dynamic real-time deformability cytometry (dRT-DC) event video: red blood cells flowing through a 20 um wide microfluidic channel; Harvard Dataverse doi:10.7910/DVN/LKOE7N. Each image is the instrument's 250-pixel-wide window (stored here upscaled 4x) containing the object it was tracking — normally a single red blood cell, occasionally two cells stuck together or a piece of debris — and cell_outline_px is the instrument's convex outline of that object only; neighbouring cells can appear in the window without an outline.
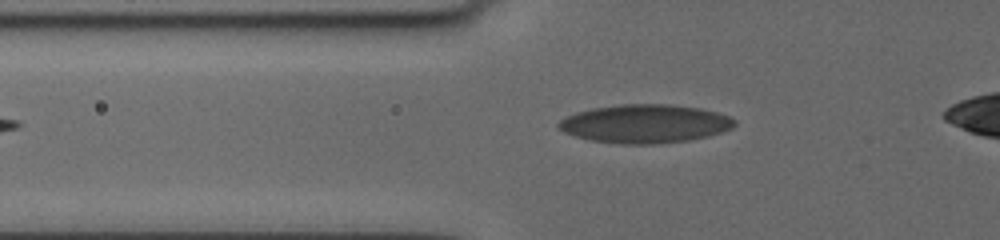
{"species": "human", "species_latin": "Homo sapiens", "temperature_condition": "cold", "stored_images_in_passage": 5, "camera_frame_rate_fps": 3000, "um_per_image_px": 0.085, "donor": {"sex": "female"}, "frame": {"image": 1, "passage_image": 2, "time_ms": 0.333, "image_size_px": [1000, 240], "cell_outline_px": [[736, 124], [732, 128], [708, 136], [688, 140], [652, 144], [620, 144], [592, 140], [576, 136], [564, 132], [556, 124], [560, 120], [576, 112], [592, 108], [620, 104], [668, 104], [700, 108], [716, 112], [728, 116], [736, 120]], "centroid_in_image_um": [54.83, 10.51], "position_along_channel_um": 71.0, "area_um2": 39.3}}
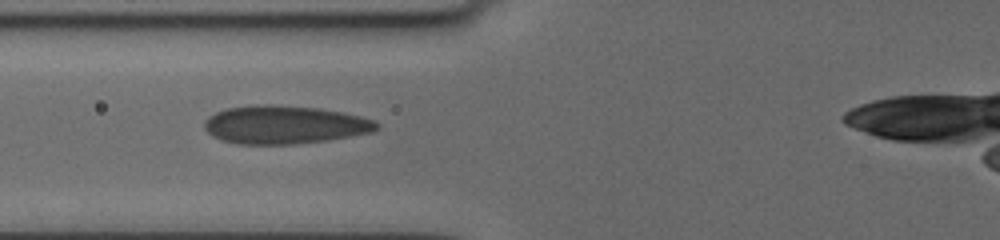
{"frame": {"image": 2, "passage_image": 4, "time_ms": 1.333, "image_size_px": [1000, 240], "cell_outline_px": [[380, 128], [372, 132], [328, 140], [292, 144], [240, 144], [224, 140], [212, 136], [204, 128], [204, 120], [208, 116], [224, 108], [256, 104], [272, 104], [320, 108], [360, 116], [372, 120], [380, 124]], "centroid_in_image_um": [24.16, 10.59], "position_along_channel_um": 101.6, "area_um2": 38.49}}
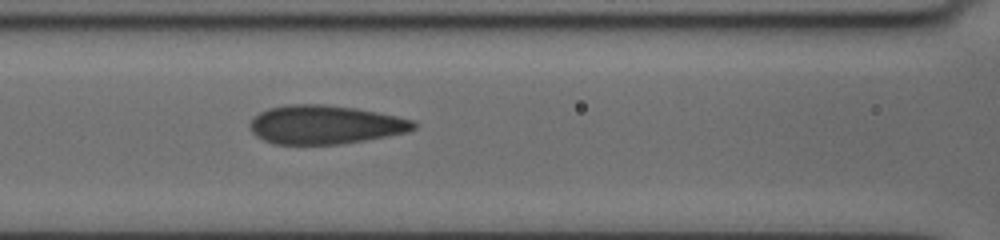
{"frame": {"image": 3, "passage_image": 5, "time_ms": 2.333, "image_size_px": [1000, 240], "cell_outline_px": [[416, 128], [408, 132], [364, 140], [340, 144], [272, 144], [256, 136], [252, 132], [248, 124], [252, 116], [268, 108], [288, 104], [324, 104], [356, 108], [396, 116], [412, 120], [416, 124]], "centroid_in_image_um": [27.58, 10.59], "position_along_channel_um": 139.0, "area_um2": 37.05}}